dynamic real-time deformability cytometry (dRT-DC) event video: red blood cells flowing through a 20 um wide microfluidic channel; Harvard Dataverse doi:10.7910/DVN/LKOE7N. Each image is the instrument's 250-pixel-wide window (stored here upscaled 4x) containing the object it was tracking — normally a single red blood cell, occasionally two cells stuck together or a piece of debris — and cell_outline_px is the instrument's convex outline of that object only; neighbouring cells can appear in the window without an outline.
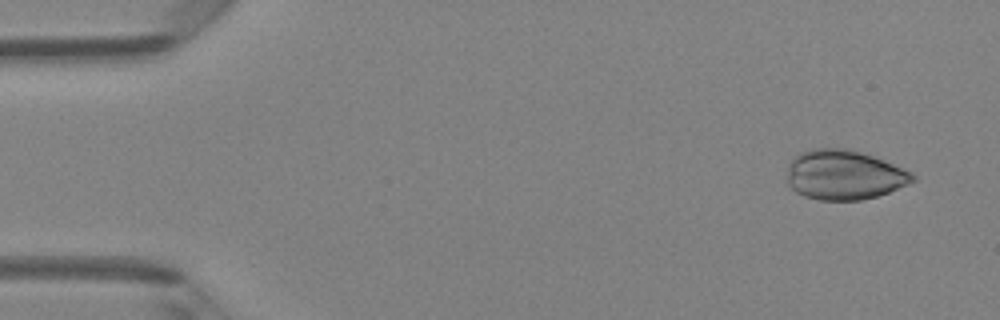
{"species": "Egyptian fruit bat (a non-hibernating species)", "species_latin": "Rousettus aegyptiacus", "temperature_condition": "room temperature", "stored_images_in_passage": 5, "camera_frame_rate_fps": 3000, "um_per_image_px": 0.085, "animal": {"sex": "female"}, "frame": {"image": 1, "passage_image": 1, "time_ms": 0.0, "image_size_px": [1000, 320], "cell_outline_px": [[916, 180], [908, 184], [888, 192], [876, 196], [860, 200], [820, 200], [804, 196], [796, 192], [784, 180], [788, 164], [800, 152], [816, 148], [848, 148], [884, 160], [912, 172], [916, 176]], "centroid_in_image_um": [71.72, 14.86], "position_along_channel_um": 13.3, "area_um2": 36.53}}
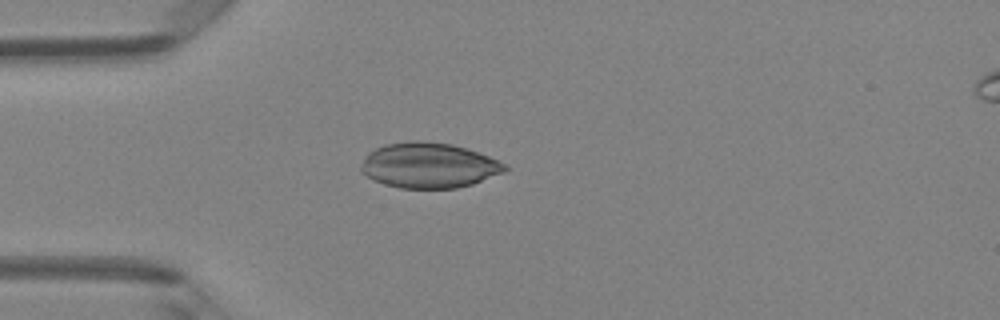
{"frame": {"image": 2, "passage_image": 4, "time_ms": 1.0, "image_size_px": [1000, 320], "cell_outline_px": [[512, 168], [504, 172], [472, 184], [456, 188], [400, 188], [384, 184], [360, 172], [360, 168], [364, 156], [368, 152], [384, 144], [412, 140], [420, 140], [452, 144], [468, 148], [488, 156]], "centroid_in_image_um": [36.44, 14.04], "position_along_channel_um": 48.6, "area_um2": 38.09}}